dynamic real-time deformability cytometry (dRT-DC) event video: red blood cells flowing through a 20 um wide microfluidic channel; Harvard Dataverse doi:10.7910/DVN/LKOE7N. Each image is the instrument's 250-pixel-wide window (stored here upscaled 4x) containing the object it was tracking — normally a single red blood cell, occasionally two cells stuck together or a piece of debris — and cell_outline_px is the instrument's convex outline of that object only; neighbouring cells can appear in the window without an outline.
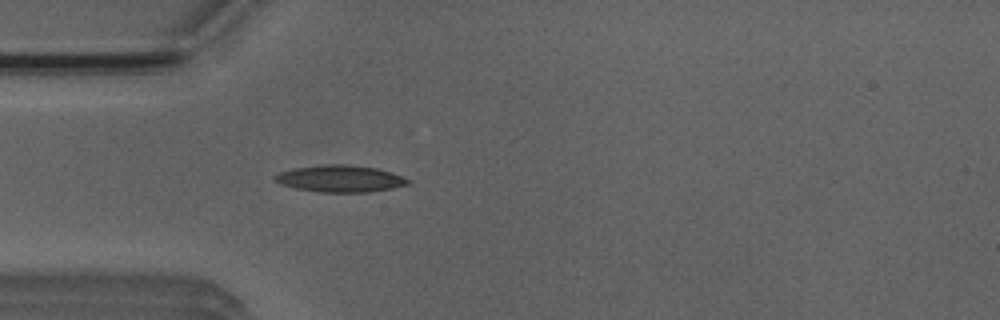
{"species": "Egyptian fruit bat (a non-hibernating species)", "species_latin": "Rousettus aegyptiacus", "temperature_condition": "room temperature", "stored_images_in_passage": 4, "camera_frame_rate_fps": 3000, "um_per_image_px": 0.085, "animal": {"sex": "male"}, "frame": {"image": 1, "passage_image": 4, "time_ms": 3.333, "image_size_px": [1000, 320], "cell_outline_px": [[412, 180], [408, 184], [392, 188], [368, 192], [320, 192], [296, 188], [280, 184], [272, 180], [272, 176], [280, 172], [296, 168], [324, 164], [348, 164], [376, 168], [392, 172]], "centroid_in_image_um": [28.91, 15.18], "position_along_channel_um": 56.1, "area_um2": 20.87}}